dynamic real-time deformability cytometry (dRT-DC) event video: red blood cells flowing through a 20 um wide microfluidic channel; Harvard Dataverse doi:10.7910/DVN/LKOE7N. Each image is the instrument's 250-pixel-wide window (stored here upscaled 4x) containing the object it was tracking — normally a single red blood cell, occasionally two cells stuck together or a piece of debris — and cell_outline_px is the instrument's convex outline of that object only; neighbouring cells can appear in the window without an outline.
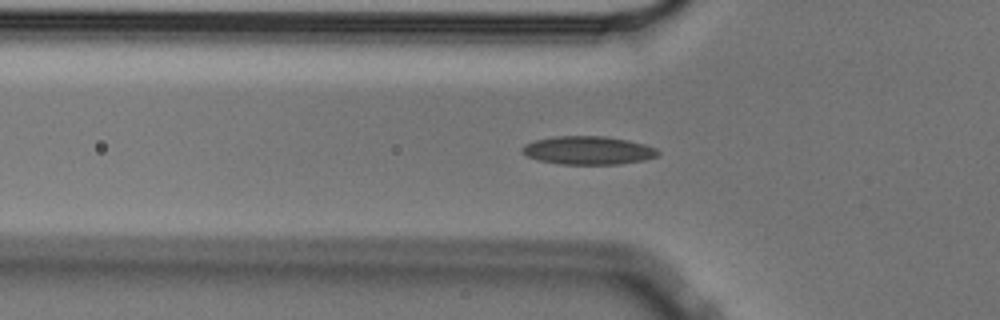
{"species": "Egyptian fruit bat (a non-hibernating species)", "species_latin": "Rousettus aegyptiacus", "temperature_condition": "cold", "stored_images_in_passage": 41, "camera_frame_rate_fps": 3000, "um_per_image_px": 0.085, "animal": {"sex": "male"}, "frame": {"image": 1, "passage_image": 11, "time_ms": 3.333, "image_size_px": [1000, 320], "cell_outline_px": [[660, 152], [656, 156], [644, 160], [620, 164], [560, 164], [536, 160], [520, 152], [520, 148], [524, 144], [536, 140], [556, 136], [604, 136], [628, 140], [644, 144], [656, 148]], "centroid_in_image_um": [49.96, 12.78], "position_along_channel_um": 75.8, "area_um2": 22.48}}
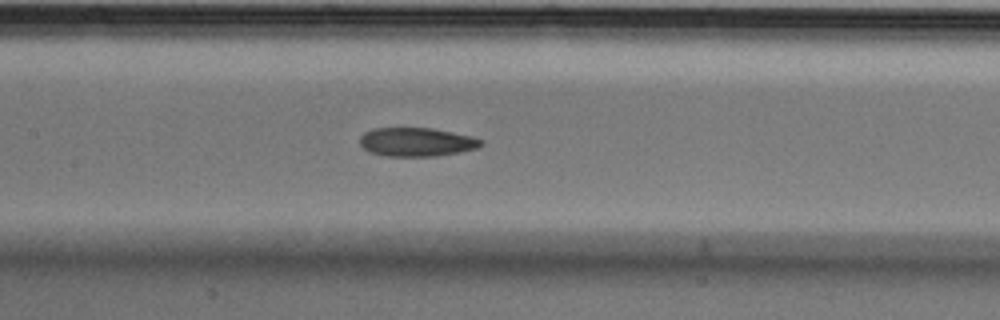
{"frame": {"image": 2, "passage_image": 19, "time_ms": 6.0, "image_size_px": [1000, 320], "cell_outline_px": [[484, 144], [476, 148], [460, 152], [436, 156], [384, 156], [368, 152], [360, 144], [360, 136], [364, 132], [372, 128], [432, 128], [472, 136], [484, 140]], "centroid_in_image_um": [35.4, 12.07], "position_along_channel_um": 172.0, "area_um2": 20.46}}
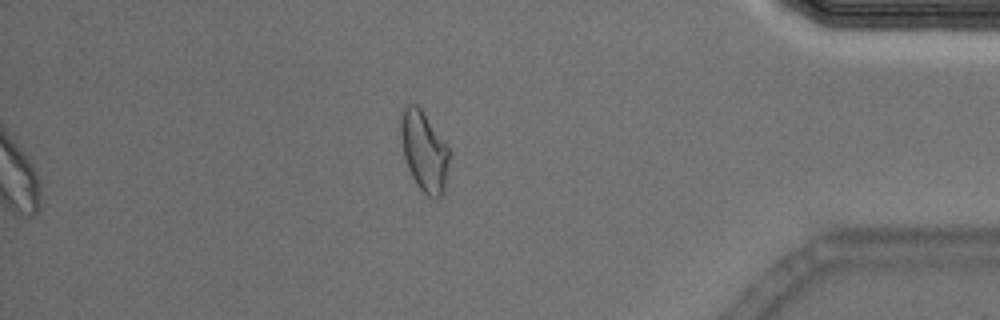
{"frame": {"image": 3, "passage_image": 41, "time_ms": 13.333, "image_size_px": [1000, 320], "cell_outline_px": [[448, 164], [444, 192], [436, 200], [428, 196], [416, 184], [408, 168], [404, 156], [400, 136], [400, 112], [408, 104], [416, 104], [424, 112], [448, 148]], "centroid_in_image_um": [36.02, 12.85], "position_along_channel_um": 399.2, "area_um2": 22.43}, "authors_computed_cell_mechanics": {"area_um2": 21.097, "velocity_mm_per_s": 3.5574, "shape_relaxation_time_tau1_ms": null, "shape_relaxation_time_tau2_ms": 4.1302, "deformation_change_tau1": null, "deformation_change_tau2": 0.1077}}